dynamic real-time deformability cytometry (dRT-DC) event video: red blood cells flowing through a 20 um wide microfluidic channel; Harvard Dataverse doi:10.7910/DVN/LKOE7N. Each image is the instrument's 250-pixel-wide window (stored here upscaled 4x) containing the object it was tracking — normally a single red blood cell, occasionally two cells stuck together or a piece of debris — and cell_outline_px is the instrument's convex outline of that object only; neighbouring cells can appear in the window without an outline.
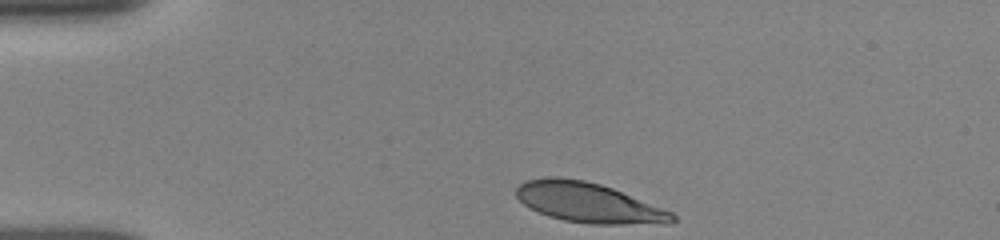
{"species": "human", "species_latin": "Homo sapiens", "temperature_condition": "room temperature", "stored_images_in_passage": 35, "camera_frame_rate_fps": 3000, "um_per_image_px": 0.085, "donor": {"sex": "female"}, "frame": {"image": 1, "passage_image": 1, "time_ms": 0.0, "image_size_px": [1000, 240], "cell_outline_px": [[676, 220], [672, 224], [588, 224], [564, 220], [548, 216], [524, 204], [516, 196], [516, 188], [524, 180], [548, 176], [556, 176], [584, 180], [600, 184], [612, 188], [672, 212], [676, 216]], "centroid_in_image_um": [50.03, 17.23], "position_along_channel_um": 35.0, "area_um2": 36.3}}
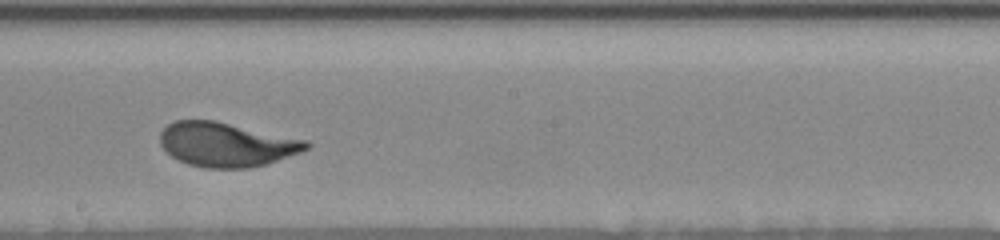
{"frame": {"image": 2, "passage_image": 21, "time_ms": 6.333, "image_size_px": [1000, 240], "cell_outline_px": [[312, 144], [308, 148], [300, 152], [264, 164], [248, 168], [204, 168], [188, 164], [172, 156], [160, 144], [160, 132], [168, 124], [176, 120], [216, 120], [308, 140]], "centroid_in_image_um": [19.25, 12.27], "position_along_channel_um": 229.0, "area_um2": 37.63}}
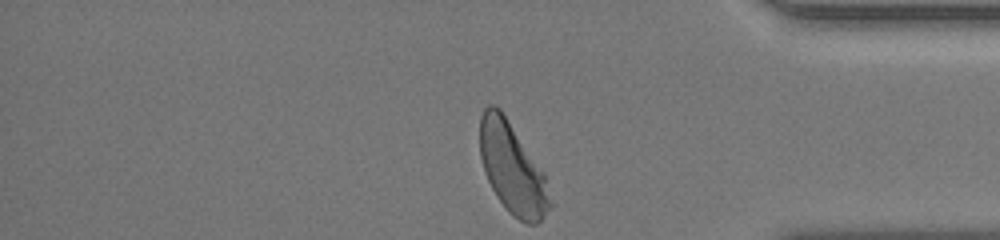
{"frame": {"image": 3, "passage_image": 34, "time_ms": 11.0, "image_size_px": [1000, 240], "cell_outline_px": [[552, 208], [536, 224], [524, 224], [512, 216], [508, 212], [496, 196], [488, 180], [480, 156], [480, 116], [484, 108], [488, 104], [496, 104], [500, 108], [544, 172], [552, 204]], "centroid_in_image_um": [43.55, 14.33], "position_along_channel_um": 391.6, "area_um2": 37.17}, "authors_computed_cell_mechanics": {"area_um2": 37.3388, "velocity_mm_per_s": 3.8339, "shape_relaxation_time_tau1_ms": 2.3542, "shape_relaxation_time_tau2_ms": null, "deformation_change_tau1": 0.16, "deformation_change_tau2": null}}